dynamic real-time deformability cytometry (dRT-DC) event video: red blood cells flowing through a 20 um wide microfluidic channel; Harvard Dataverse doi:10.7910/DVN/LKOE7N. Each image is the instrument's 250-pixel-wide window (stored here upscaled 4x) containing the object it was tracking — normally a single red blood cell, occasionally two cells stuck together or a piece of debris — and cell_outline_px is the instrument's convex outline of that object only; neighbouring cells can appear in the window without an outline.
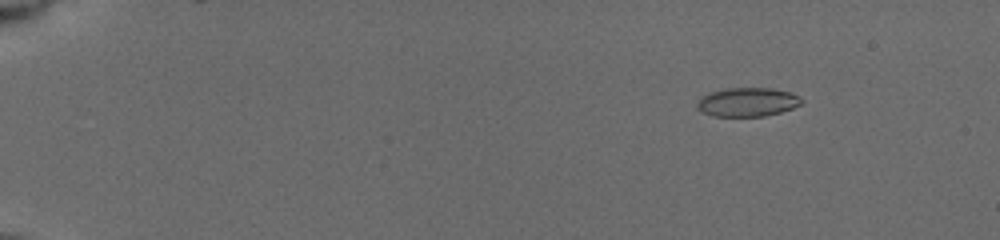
{"species": "common noctule bat (a hibernating species)", "species_latin": "Nyctalus noctula", "temperature_condition": "cold", "stored_images_in_passage": 17, "camera_frame_rate_fps": 3000, "um_per_image_px": 0.085, "animal": {"sex": "female", "body_mass_g": 19.5, "forearm_length_mm": 54.1}, "frame": {"image": 1, "passage_image": 1, "time_ms": 0.0, "image_size_px": [1000, 240], "cell_outline_px": [[804, 100], [800, 104], [792, 108], [780, 112], [764, 116], [712, 116], [696, 108], [696, 104], [708, 92], [724, 88], [772, 88], [788, 92]], "centroid_in_image_um": [63.5, 8.67], "position_along_channel_um": 21.5, "area_um2": 17.4}}
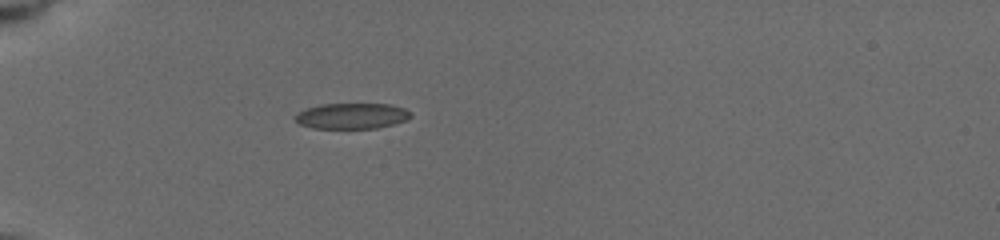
{"frame": {"image": 2, "passage_image": 10, "time_ms": 3.667, "image_size_px": [1000, 240], "cell_outline_px": [[412, 116], [408, 120], [376, 128], [312, 128], [300, 124], [292, 116], [296, 112], [304, 108], [320, 104], [388, 104], [404, 108], [412, 112]], "centroid_in_image_um": [29.87, 9.85], "position_along_channel_um": 55.1, "area_um2": 17.51}}
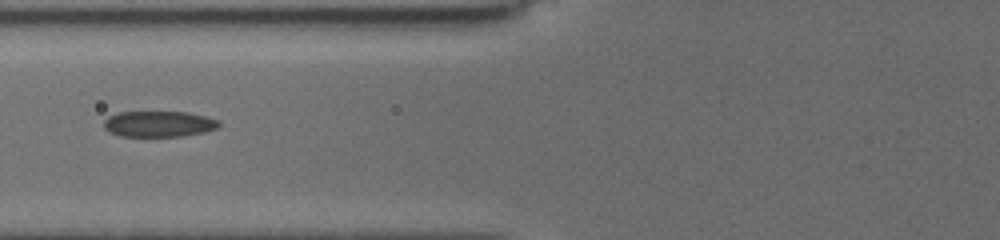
{"frame": {"image": 3, "passage_image": 15, "time_ms": 5.667, "image_size_px": [1000, 240], "cell_outline_px": [[220, 124], [216, 128], [204, 132], [180, 136], [120, 136], [108, 132], [104, 128], [104, 120], [108, 116], [116, 112], [188, 112], [220, 120]], "centroid_in_image_um": [13.46, 10.53], "position_along_channel_um": 112.3, "area_um2": 17.4}}